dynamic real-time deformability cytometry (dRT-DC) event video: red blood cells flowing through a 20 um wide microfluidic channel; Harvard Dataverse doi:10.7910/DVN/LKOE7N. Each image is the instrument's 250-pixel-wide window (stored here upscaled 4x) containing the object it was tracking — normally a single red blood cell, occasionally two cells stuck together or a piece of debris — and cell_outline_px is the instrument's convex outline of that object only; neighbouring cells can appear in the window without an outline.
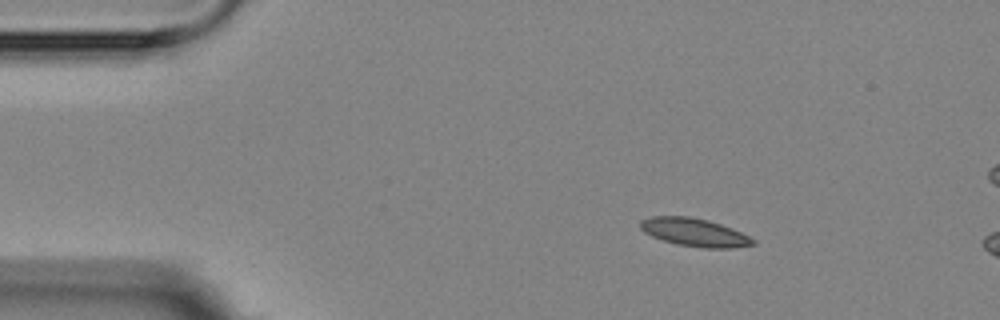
{"species": "Egyptian fruit bat (a non-hibernating species)", "species_latin": "Rousettus aegyptiacus", "temperature_condition": "room temperature", "stored_images_in_passage": 3, "camera_frame_rate_fps": 3000, "um_per_image_px": 0.085, "animal": {"sex": "female"}, "frame": {"image": 1, "passage_image": 1, "time_ms": 0.0, "image_size_px": [1000, 320], "cell_outline_px": [[756, 244], [732, 248], [704, 248], [676, 244], [652, 236], [644, 232], [640, 228], [640, 220], [652, 216], [688, 216], [708, 220], [732, 228], [756, 240]], "centroid_in_image_um": [59.03, 19.75], "position_along_channel_um": 26.0, "area_um2": 18.38}}